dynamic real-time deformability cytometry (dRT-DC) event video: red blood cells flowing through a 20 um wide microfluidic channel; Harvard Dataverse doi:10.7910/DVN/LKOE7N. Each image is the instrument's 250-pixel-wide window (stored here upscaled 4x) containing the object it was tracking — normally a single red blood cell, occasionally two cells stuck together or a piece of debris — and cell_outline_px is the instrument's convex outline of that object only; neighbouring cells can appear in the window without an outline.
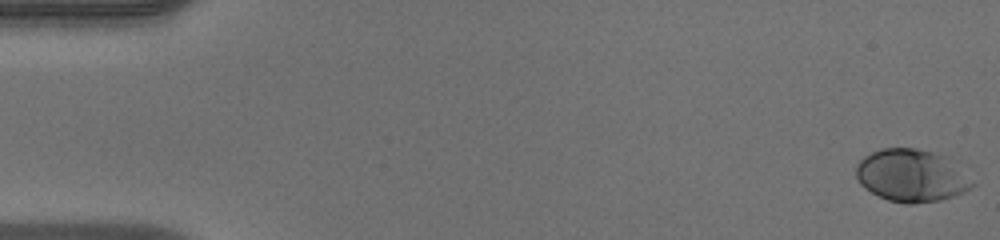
{"species": "human", "species_latin": "Homo sapiens", "temperature_condition": "warm", "stored_images_in_passage": 51, "camera_frame_rate_fps": 3000, "um_per_image_px": 0.085, "donor": {"sex": "male"}, "frame": {"image": 1, "passage_image": 1, "time_ms": 0.0, "image_size_px": [1000, 240], "cell_outline_px": [[976, 184], [964, 192], [940, 200], [912, 204], [908, 204], [888, 200], [864, 188], [860, 184], [856, 176], [856, 164], [864, 156], [880, 148], [916, 148], [948, 156]], "centroid_in_image_um": [77.47, 14.91], "position_along_channel_um": 7.5, "area_um2": 35.6}}
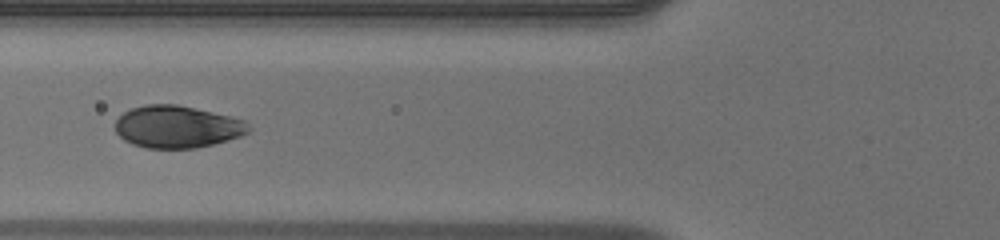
{"frame": {"image": 2, "passage_image": 20, "time_ms": 6.333, "image_size_px": [1000, 240], "cell_outline_px": [[252, 128], [248, 132], [240, 136], [228, 140], [196, 148], [148, 148], [132, 144], [124, 140], [116, 132], [116, 120], [124, 112], [132, 108], [144, 104], [176, 104], [228, 116], [244, 120]], "centroid_in_image_um": [15.04, 10.78], "position_along_channel_um": 110.8, "area_um2": 32.6}}
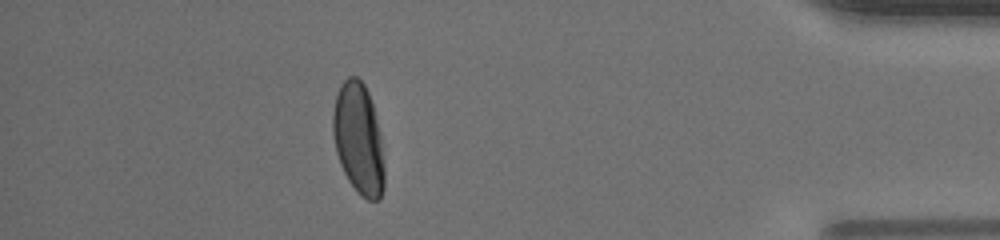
{"frame": {"image": 3, "passage_image": 45, "time_ms": 14.667, "image_size_px": [1000, 240], "cell_outline_px": [[384, 188], [380, 200], [368, 200], [356, 192], [348, 180], [340, 164], [336, 152], [332, 132], [332, 112], [336, 96], [344, 80], [348, 76], [356, 76], [364, 84], [368, 92], [372, 104], [380, 132], [384, 164]], "centroid_in_image_um": [30.47, 11.83], "position_along_channel_um": 404.7, "area_um2": 33.47}, "authors_computed_cell_mechanics": {"area_um2": 33.813, "velocity_mm_per_s": 4.0752, "shape_relaxation_time_tau1_ms": 2.4434, "shape_relaxation_time_tau2_ms": null, "deformation_change_tau1": 0.1579, "deformation_change_tau2": null}}